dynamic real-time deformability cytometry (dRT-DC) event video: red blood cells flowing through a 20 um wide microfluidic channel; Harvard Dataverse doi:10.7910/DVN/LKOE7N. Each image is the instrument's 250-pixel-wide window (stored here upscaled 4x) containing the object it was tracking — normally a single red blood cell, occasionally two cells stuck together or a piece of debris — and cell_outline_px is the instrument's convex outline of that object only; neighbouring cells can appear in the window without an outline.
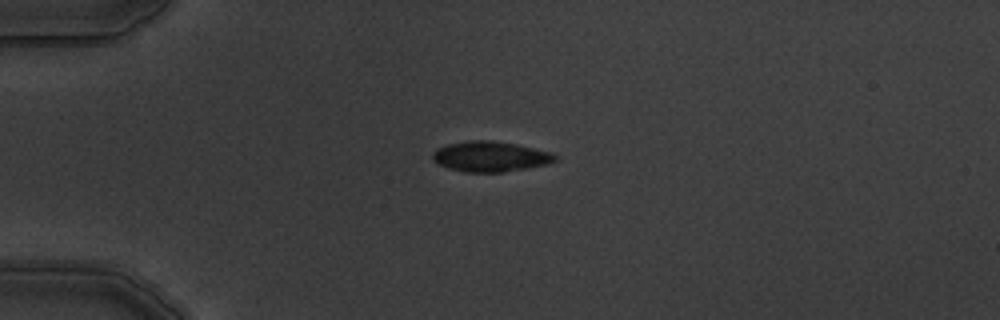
{"species": "common noctule bat (a hibernating species)", "species_latin": "Nyctalus noctula", "temperature_condition": "warm", "stored_images_in_passage": 5, "camera_frame_rate_fps": 3000, "um_per_image_px": 0.085, "animal": {"sex": "male", "body_mass_g": 19.5, "forearm_length_mm": 54.6}, "frame": {"image": 1, "passage_image": 4, "time_ms": 3.333, "image_size_px": [1000, 320], "cell_outline_px": [[560, 160], [548, 164], [528, 168], [504, 172], [464, 172], [448, 168], [432, 160], [432, 152], [448, 144], [472, 140], [492, 140], [516, 144], [552, 152]], "centroid_in_image_um": [41.72, 13.31], "position_along_channel_um": 43.3, "area_um2": 21.73}}